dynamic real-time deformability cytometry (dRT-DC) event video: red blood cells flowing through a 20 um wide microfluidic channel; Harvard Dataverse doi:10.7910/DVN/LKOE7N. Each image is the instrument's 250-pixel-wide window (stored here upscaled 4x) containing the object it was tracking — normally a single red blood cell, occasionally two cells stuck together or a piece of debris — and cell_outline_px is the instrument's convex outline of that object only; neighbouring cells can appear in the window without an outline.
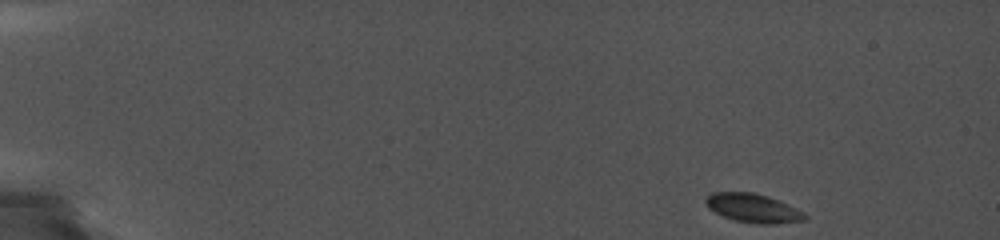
{"species": "common noctule bat (a hibernating species)", "species_latin": "Nyctalus noctula", "temperature_condition": "cold", "stored_images_in_passage": 38, "camera_frame_rate_fps": 5000, "um_per_image_px": 0.085, "animal": {"sex": "female", "body_mass_g": 19.0, "forearm_length_mm": 56.7}, "frame": {"image": 1, "passage_image": 1, "time_ms": 0.0, "image_size_px": [1000, 240], "cell_outline_px": [[808, 220], [772, 224], [756, 224], [736, 220], [724, 216], [708, 208], [704, 200], [712, 192], [752, 192], [768, 196], [788, 204], [804, 212], [808, 216]], "centroid_in_image_um": [64.05, 17.69], "position_along_channel_um": 21.0, "area_um2": 16.65}}
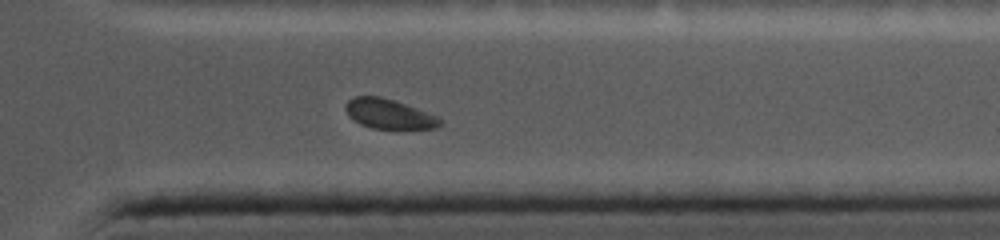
{"frame": {"image": 2, "passage_image": 32, "time_ms": 13.2, "image_size_px": [1000, 240], "cell_outline_px": [[444, 120], [436, 128], [372, 128], [360, 124], [348, 116], [344, 108], [344, 104], [352, 96], [380, 96], [440, 116]], "centroid_in_image_um": [33.04, 9.67], "position_along_channel_um": 378.4, "area_um2": 16.36}}
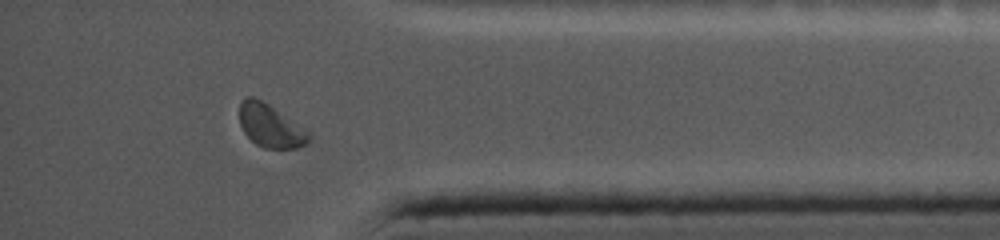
{"frame": {"image": 3, "passage_image": 35, "time_ms": 14.2, "image_size_px": [1000, 240], "cell_outline_px": [[312, 136], [304, 144], [296, 148], [264, 148], [256, 144], [244, 132], [240, 124], [240, 100], [244, 96], [252, 96], [268, 104], [304, 128]], "centroid_in_image_um": [22.95, 10.68], "position_along_channel_um": 412.2, "area_um2": 17.11}}